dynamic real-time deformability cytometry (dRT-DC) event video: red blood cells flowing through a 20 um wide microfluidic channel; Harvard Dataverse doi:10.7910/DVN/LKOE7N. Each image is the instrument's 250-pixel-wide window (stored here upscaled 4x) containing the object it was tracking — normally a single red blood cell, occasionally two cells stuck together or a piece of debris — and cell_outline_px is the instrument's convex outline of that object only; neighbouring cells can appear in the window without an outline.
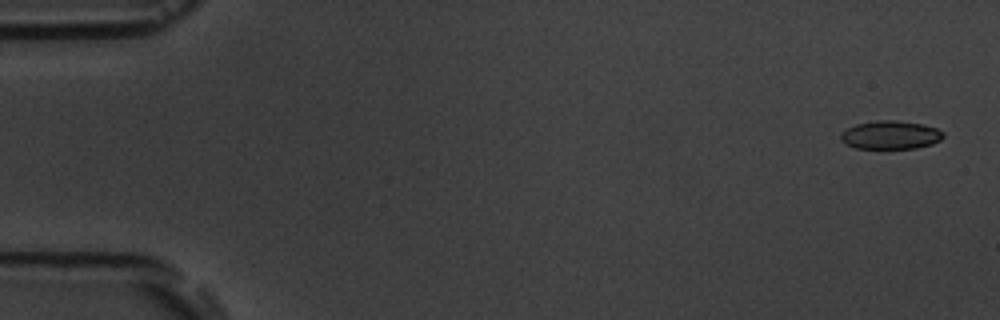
{"species": "common noctule bat (a hibernating species)", "species_latin": "Nyctalus noctula", "temperature_condition": "room temperature", "stored_images_in_passage": 9, "camera_frame_rate_fps": 3000, "um_per_image_px": 0.085, "animal": {"sex": "male", "body_mass_g": 19.5, "forearm_length_mm": 54.6}, "frame": {"image": 1, "passage_image": 1, "time_ms": 0.0, "image_size_px": [1000, 320], "cell_outline_px": [[944, 136], [940, 140], [932, 144], [916, 148], [856, 148], [840, 140], [840, 132], [856, 124], [876, 120], [896, 120], [924, 124], [936, 128], [944, 132]], "centroid_in_image_um": [75.7, 11.46], "position_along_channel_um": 9.3, "area_um2": 16.99}}
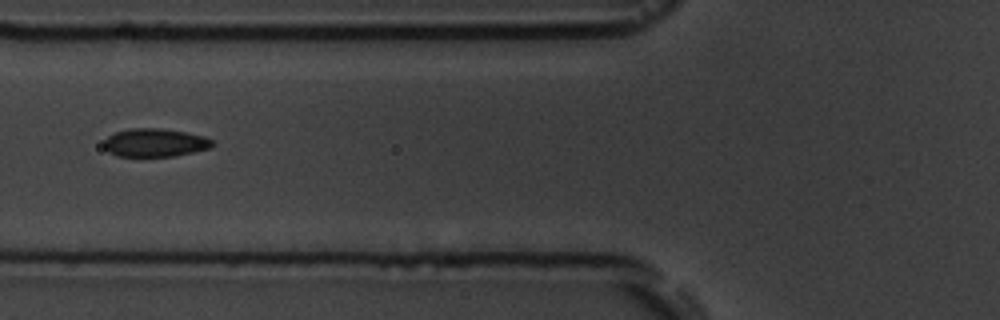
{"frame": {"image": 2, "passage_image": 7, "time_ms": 6.667, "image_size_px": [1000, 320], "cell_outline_px": [[216, 144], [208, 148], [176, 156], [116, 156], [108, 152], [104, 148], [104, 140], [108, 136], [116, 132], [128, 128], [160, 128], [184, 132], [204, 136], [212, 140]], "centroid_in_image_um": [13.14, 12.12], "position_along_channel_um": 112.7, "area_um2": 17.86}}
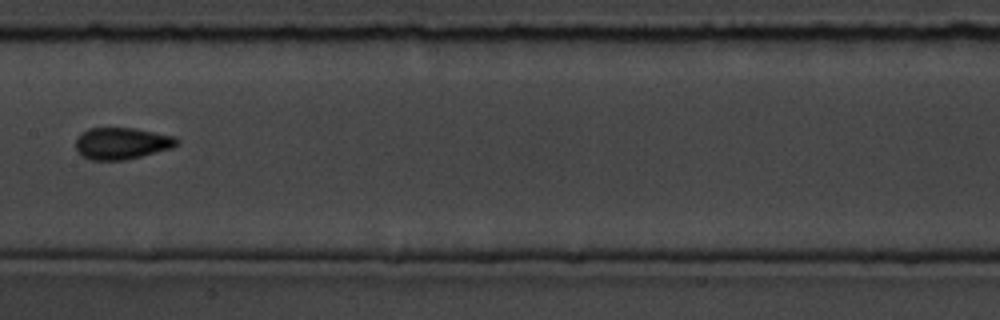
{"frame": {"image": 3, "passage_image": 9, "time_ms": 9.0, "image_size_px": [1000, 320], "cell_outline_px": [[180, 140], [172, 148], [124, 160], [92, 160], [84, 156], [76, 148], [76, 140], [80, 132], [88, 128], [132, 128], [176, 136]], "centroid_in_image_um": [10.35, 12.17], "position_along_channel_um": 197.0, "area_um2": 18.55}}